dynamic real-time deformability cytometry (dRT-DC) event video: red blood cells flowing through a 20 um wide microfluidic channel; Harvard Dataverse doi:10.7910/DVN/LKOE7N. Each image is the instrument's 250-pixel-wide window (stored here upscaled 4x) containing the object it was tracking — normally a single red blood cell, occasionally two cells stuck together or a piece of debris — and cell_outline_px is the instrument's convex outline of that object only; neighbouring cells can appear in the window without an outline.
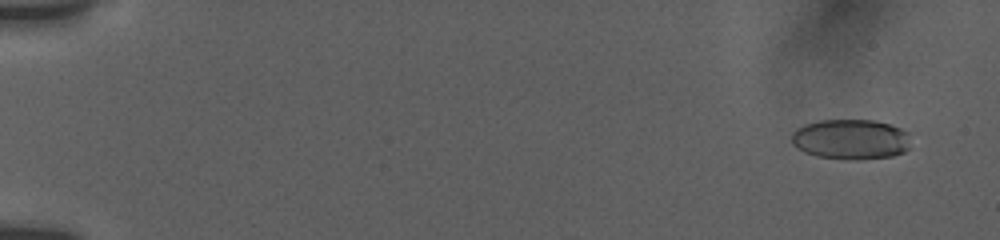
{"species": "human", "species_latin": "Homo sapiens", "temperature_condition": "room temperature", "stored_images_in_passage": 56, "camera_frame_rate_fps": 3000, "um_per_image_px": 0.085, "donor": {"sex": "female"}, "frame": {"image": 1, "passage_image": 4, "time_ms": 1.0, "image_size_px": [1000, 240], "cell_outline_px": [[908, 148], [904, 152], [892, 156], [860, 160], [856, 160], [816, 156], [804, 152], [796, 148], [792, 144], [792, 132], [796, 128], [804, 124], [820, 120], [876, 120], [892, 124], [908, 132]], "centroid_in_image_um": [72.3, 11.83], "position_along_channel_um": 12.7, "area_um2": 28.15}}
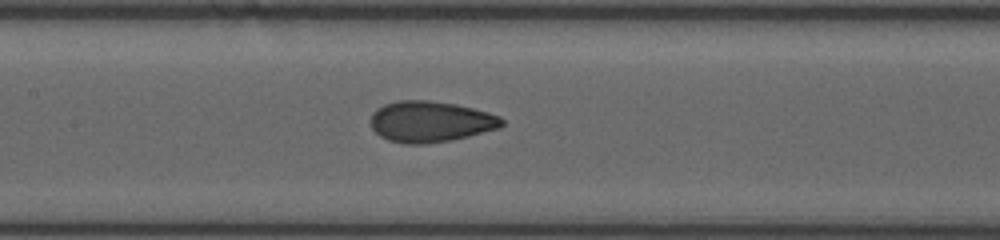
{"frame": {"image": 2, "passage_image": 29, "time_ms": 9.333, "image_size_px": [1000, 240], "cell_outline_px": [[504, 124], [500, 128], [468, 136], [448, 140], [424, 144], [404, 144], [388, 140], [380, 136], [372, 128], [372, 112], [376, 108], [384, 104], [396, 100], [428, 100], [456, 104], [488, 112], [500, 116], [504, 120]], "centroid_in_image_um": [36.59, 10.33], "position_along_channel_um": 170.8, "area_um2": 31.39}}
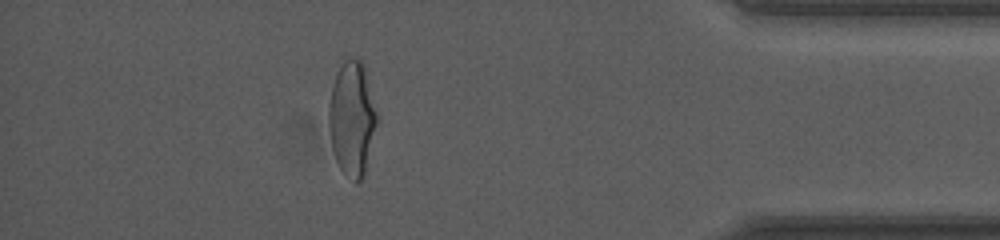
{"frame": {"image": 3, "passage_image": 50, "time_ms": 16.333, "image_size_px": [1000, 240], "cell_outline_px": [[376, 124], [364, 176], [360, 180], [356, 180], [344, 172], [340, 168], [336, 160], [332, 148], [328, 124], [328, 104], [336, 72], [344, 60], [360, 60], [364, 64], [376, 112]], "centroid_in_image_um": [29.89, 10.05], "position_along_channel_um": 405.3, "area_um2": 31.39}, "authors_computed_cell_mechanics": {"area_um2": 30.4028, "velocity_mm_per_s": 3.846, "shape_relaxation_time_tau1_ms": 5.9377, "shape_relaxation_time_tau2_ms": 1.0375, "deformation_change_tau1": 0.1696, "deformation_change_tau2": 0.0662}}